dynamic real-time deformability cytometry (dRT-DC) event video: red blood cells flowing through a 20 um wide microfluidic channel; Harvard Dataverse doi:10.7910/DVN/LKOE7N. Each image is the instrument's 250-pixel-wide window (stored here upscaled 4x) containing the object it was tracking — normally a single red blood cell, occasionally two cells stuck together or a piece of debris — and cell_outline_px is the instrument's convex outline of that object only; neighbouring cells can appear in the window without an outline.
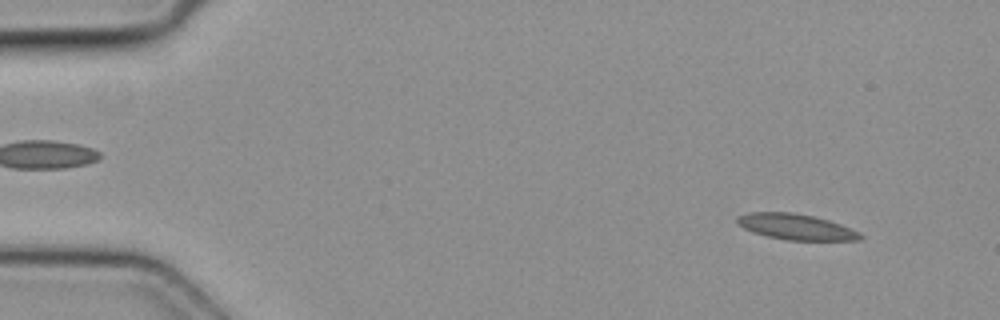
{"species": "common noctule bat (a hibernating species)", "species_latin": "Nyctalus noctula", "temperature_condition": "cold", "stored_images_in_passage": 3, "camera_frame_rate_fps": 3000, "um_per_image_px": 0.085, "animal": {"sex": "female", "body_mass_g": 19.3, "forearm_length_mm": 54.1}, "frame": {"image": 1, "passage_image": 1, "time_ms": 0.0, "image_size_px": [1000, 320], "cell_outline_px": [[864, 236], [860, 240], [788, 240], [768, 236], [752, 232], [736, 224], [736, 216], [752, 212], [792, 212], [812, 216], [828, 220], [840, 224], [860, 232]], "centroid_in_image_um": [67.64, 19.28], "position_along_channel_um": 17.4, "area_um2": 18.44}}